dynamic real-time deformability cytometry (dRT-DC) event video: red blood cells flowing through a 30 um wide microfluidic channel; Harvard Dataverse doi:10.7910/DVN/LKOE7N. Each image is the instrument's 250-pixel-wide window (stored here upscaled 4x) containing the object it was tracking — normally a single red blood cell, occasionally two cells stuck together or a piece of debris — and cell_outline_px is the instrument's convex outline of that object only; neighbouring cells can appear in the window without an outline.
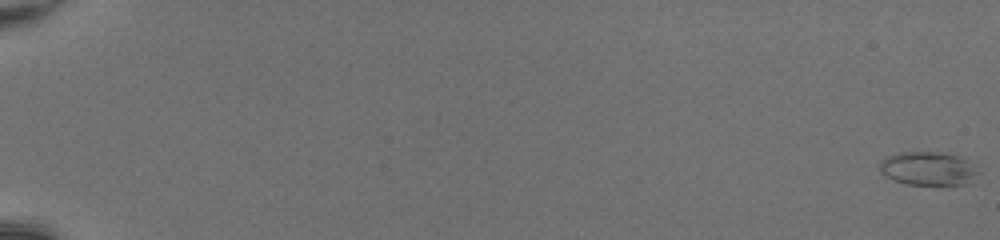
{"species": "common noctule bat (a hibernating species)", "species_latin": "Nyctalus noctula", "temperature_condition": "room temperature", "stored_images_in_passage": 53, "camera_frame_rate_fps": 3000, "um_per_image_px": 0.085, "animal": {"sex": "female", "body_mass_g": 20.0, "forearm_length_mm": 54.0}, "frame": {"image": 1, "passage_image": 1, "time_ms": 0.0, "image_size_px": [1000, 240], "cell_outline_px": [[980, 172], [968, 184], [904, 184], [892, 180], [884, 176], [880, 172], [880, 160], [888, 156], [900, 152], [944, 152], [956, 156], [964, 160]], "centroid_in_image_um": [78.82, 14.33], "position_along_channel_um": 6.2, "area_um2": 19.13}}
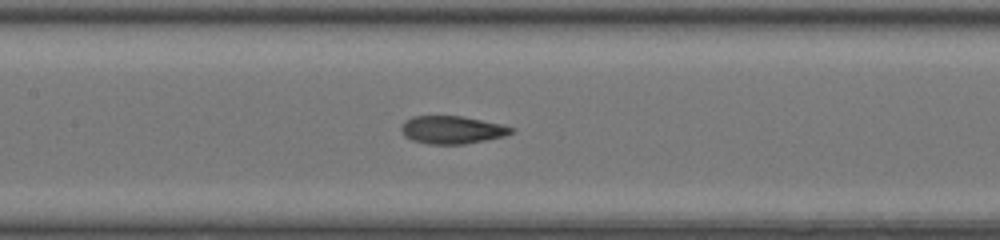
{"frame": {"image": 2, "passage_image": 29, "time_ms": 9.333, "image_size_px": [1000, 240], "cell_outline_px": [[516, 132], [504, 136], [464, 144], [428, 144], [412, 140], [404, 136], [400, 128], [400, 124], [404, 120], [412, 116], [460, 116], [504, 124], [516, 128]], "centroid_in_image_um": [38.43, 11.03], "position_along_channel_um": 169.0, "area_um2": 18.09}}
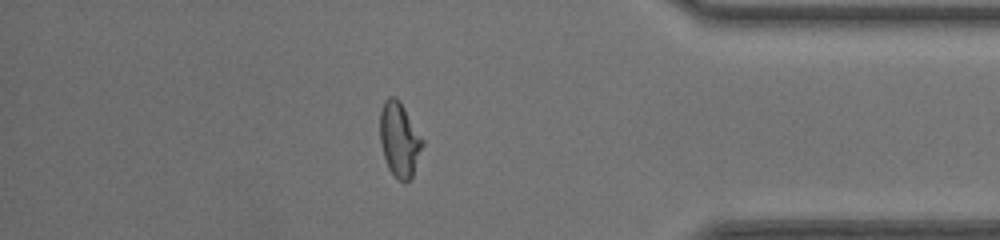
{"frame": {"image": 3, "passage_image": 47, "time_ms": 15.333, "image_size_px": [1000, 240], "cell_outline_px": [[424, 144], [412, 176], [404, 184], [388, 168], [384, 156], [380, 140], [380, 112], [384, 100], [388, 96], [396, 96], [400, 100], [424, 140]], "centroid_in_image_um": [33.95, 11.82], "position_along_channel_um": 401.2, "area_um2": 18.5}, "authors_computed_cell_mechanics": {"area_um2": 18.6116, "velocity_mm_per_s": 4.2336, "shape_relaxation_time_tau1_ms": 7.2484, "shape_relaxation_time_tau2_ms": 1.4755, "deformation_change_tau1": 0.2086, "deformation_change_tau2": 0.0896}}